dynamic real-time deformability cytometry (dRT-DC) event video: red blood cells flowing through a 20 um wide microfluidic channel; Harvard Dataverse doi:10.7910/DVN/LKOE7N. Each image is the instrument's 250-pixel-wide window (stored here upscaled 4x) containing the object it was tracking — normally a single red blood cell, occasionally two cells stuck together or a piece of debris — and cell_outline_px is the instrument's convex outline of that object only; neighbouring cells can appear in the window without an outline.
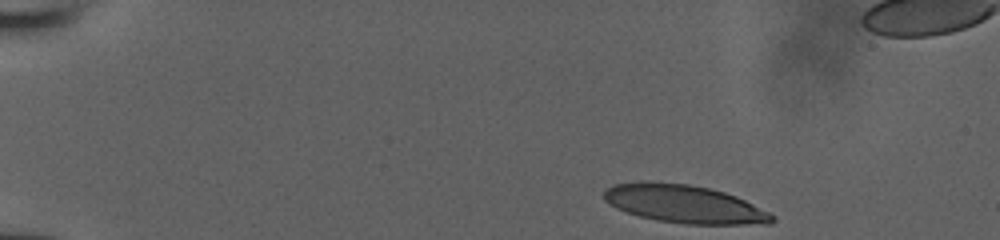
{"species": "human", "species_latin": "Homo sapiens", "temperature_condition": "room temperature", "stored_images_in_passage": 12, "camera_frame_rate_fps": 3000, "um_per_image_px": 0.085, "donor": {"sex": "male"}, "frame": {"image": 1, "passage_image": 1, "time_ms": 0.0, "image_size_px": [1000, 240], "cell_outline_px": [[776, 220], [772, 224], [684, 224], [656, 220], [640, 216], [616, 208], [608, 204], [604, 200], [604, 188], [612, 184], [640, 180], [648, 180], [688, 184], [708, 188], [724, 192], [736, 196], [776, 216]], "centroid_in_image_um": [58.12, 17.32], "position_along_channel_um": 26.9, "area_um2": 37.69}}
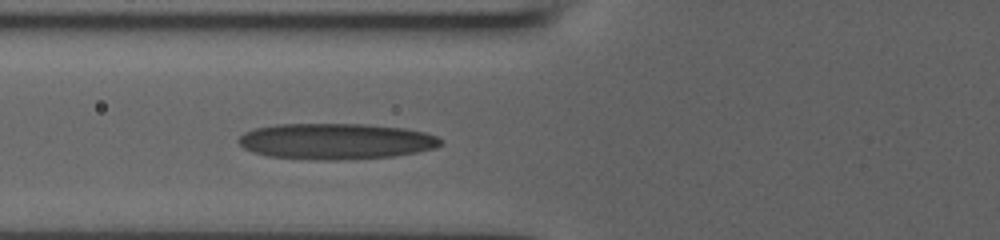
{"frame": {"image": 2, "passage_image": 12, "time_ms": 3.667, "image_size_px": [1000, 240], "cell_outline_px": [[444, 144], [436, 148], [416, 152], [392, 156], [336, 160], [320, 160], [268, 156], [252, 152], [244, 148], [236, 140], [244, 132], [256, 128], [276, 124], [368, 124], [404, 128], [424, 132], [436, 136], [444, 140]], "centroid_in_image_um": [28.56, 12.0], "position_along_channel_um": 97.2, "area_um2": 42.48}}